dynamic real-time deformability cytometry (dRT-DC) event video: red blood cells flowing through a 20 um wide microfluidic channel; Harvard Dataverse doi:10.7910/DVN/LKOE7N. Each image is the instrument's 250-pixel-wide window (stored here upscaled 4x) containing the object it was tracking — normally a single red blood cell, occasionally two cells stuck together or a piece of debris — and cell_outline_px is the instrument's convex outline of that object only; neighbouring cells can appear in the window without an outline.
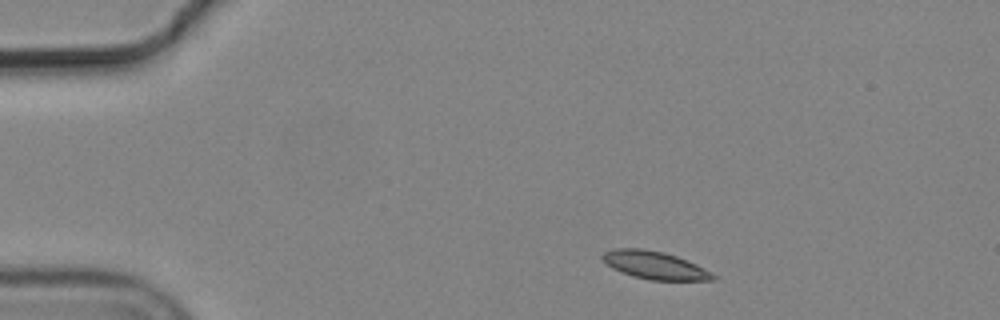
{"species": "common noctule bat (a hibernating species)", "species_latin": "Nyctalus noctula", "temperature_condition": "cold", "stored_images_in_passage": 3, "camera_frame_rate_fps": 3000, "um_per_image_px": 0.085, "animal": {"sex": "male", "body_mass_g": 19.2, "forearm_length_mm": 51.8}, "frame": {"image": 1, "passage_image": 1, "time_ms": 0.0, "image_size_px": [1000, 320], "cell_outline_px": [[716, 280], [648, 280], [632, 276], [620, 272], [612, 268], [600, 256], [604, 252], [612, 248], [644, 248], [664, 252], [676, 256], [696, 264], [712, 272], [716, 276]], "centroid_in_image_um": [55.64, 22.54], "position_along_channel_um": 29.4, "area_um2": 18.03}}
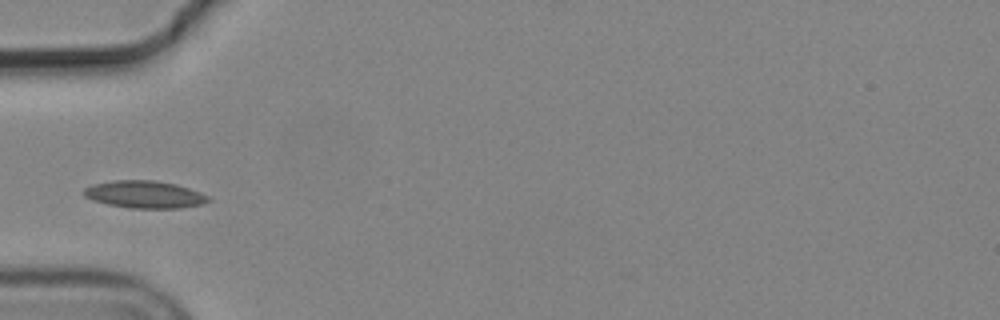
{"frame": {"image": 2, "passage_image": 3, "time_ms": 0.667, "image_size_px": [1000, 320], "cell_outline_px": [[212, 200], [204, 204], [180, 208], [128, 208], [108, 204], [92, 200], [84, 196], [80, 192], [84, 188], [92, 184], [112, 180], [156, 180], [176, 184], [200, 192], [208, 196]], "centroid_in_image_um": [12.27, 16.52], "position_along_channel_um": 72.7, "area_um2": 20.11}}